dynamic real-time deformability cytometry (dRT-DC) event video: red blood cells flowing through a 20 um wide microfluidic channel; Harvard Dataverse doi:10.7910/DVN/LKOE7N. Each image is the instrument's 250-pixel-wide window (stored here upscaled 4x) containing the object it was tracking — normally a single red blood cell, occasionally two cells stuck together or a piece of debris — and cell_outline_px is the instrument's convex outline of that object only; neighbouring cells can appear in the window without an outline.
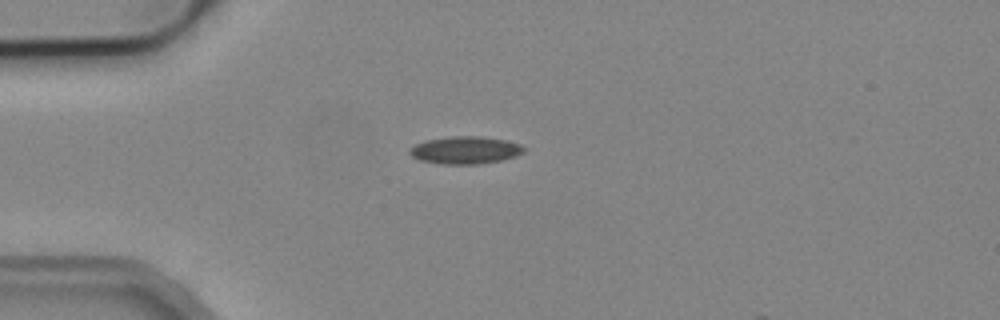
{"species": "common noctule bat (a hibernating species)", "species_latin": "Nyctalus noctula", "temperature_condition": "cold", "stored_images_in_passage": 4, "camera_frame_rate_fps": 3000, "um_per_image_px": 0.085, "animal": {"sex": "male", "body_mass_g": 19.2, "forearm_length_mm": 51.8}, "frame": {"image": 1, "passage_image": 1, "time_ms": 0.0, "image_size_px": [1000, 320], "cell_outline_px": [[524, 152], [516, 156], [500, 160], [480, 164], [440, 164], [420, 160], [412, 156], [408, 152], [416, 144], [428, 140], [448, 136], [480, 136], [504, 140], [520, 144], [524, 148]], "centroid_in_image_um": [39.55, 12.76], "position_along_channel_um": 45.5, "area_um2": 18.15}}